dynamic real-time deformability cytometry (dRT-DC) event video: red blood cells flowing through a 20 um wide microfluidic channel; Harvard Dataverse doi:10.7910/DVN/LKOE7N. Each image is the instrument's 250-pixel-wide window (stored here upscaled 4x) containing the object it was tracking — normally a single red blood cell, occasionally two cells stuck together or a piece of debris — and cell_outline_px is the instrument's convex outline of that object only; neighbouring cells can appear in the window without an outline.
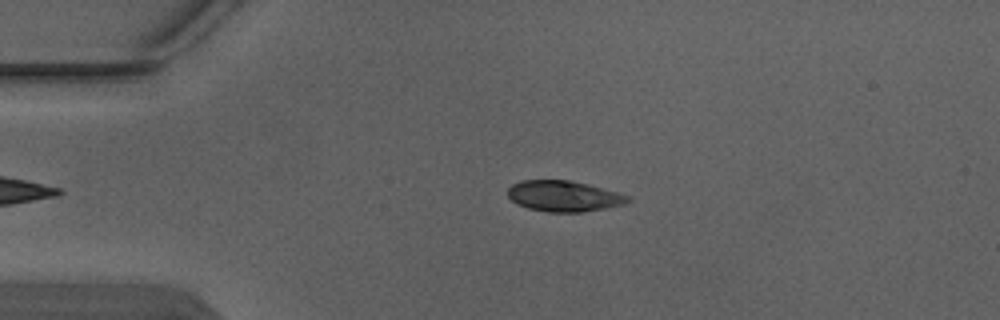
{"species": "Egyptian fruit bat (a non-hibernating species)", "species_latin": "Rousettus aegyptiacus", "temperature_condition": "warm", "stored_images_in_passage": 4, "camera_frame_rate_fps": 3000, "um_per_image_px": 0.085, "animal": {"sex": "male"}, "frame": {"image": 1, "passage_image": 1, "time_ms": 0.0, "image_size_px": [1000, 320], "cell_outline_px": [[632, 200], [624, 204], [604, 208], [580, 212], [548, 212], [528, 208], [516, 204], [508, 196], [508, 188], [512, 184], [524, 180], [568, 180], [588, 184], [632, 196]], "centroid_in_image_um": [47.94, 16.67], "position_along_channel_um": 37.1, "area_um2": 21.56}}
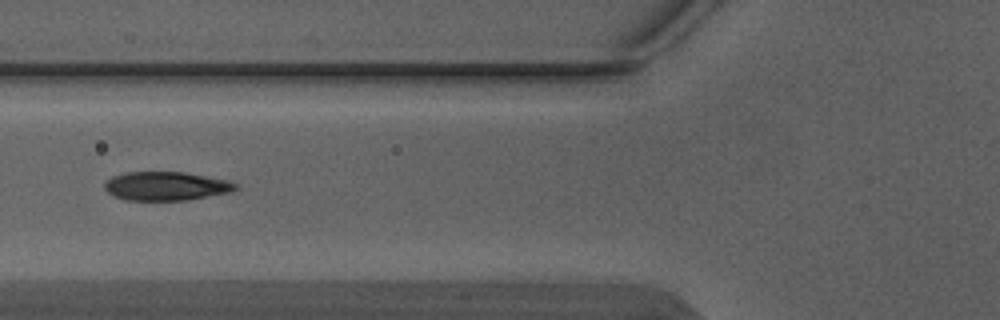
{"frame": {"image": 2, "passage_image": 3, "time_ms": 0.667, "image_size_px": [1000, 320], "cell_outline_px": [[240, 188], [232, 192], [184, 200], [124, 200], [112, 196], [104, 188], [104, 180], [112, 176], [124, 172], [184, 172], [228, 180], [240, 184]], "centroid_in_image_um": [14.11, 15.81], "position_along_channel_um": 111.7, "area_um2": 22.25}}
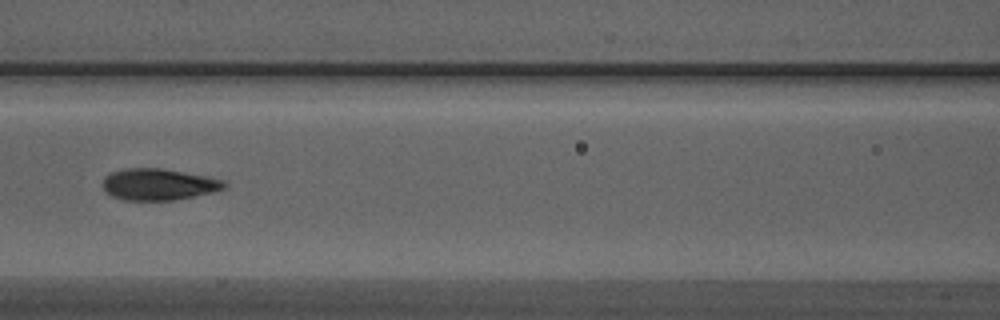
{"frame": {"image": 3, "passage_image": 4, "time_ms": 1.0, "image_size_px": [1000, 320], "cell_outline_px": [[228, 184], [224, 188], [212, 192], [172, 200], [124, 200], [112, 196], [104, 192], [104, 176], [112, 172], [128, 168], [160, 168], [208, 176], [224, 180]], "centroid_in_image_um": [13.47, 15.67], "position_along_channel_um": 153.1, "area_um2": 22.2}}